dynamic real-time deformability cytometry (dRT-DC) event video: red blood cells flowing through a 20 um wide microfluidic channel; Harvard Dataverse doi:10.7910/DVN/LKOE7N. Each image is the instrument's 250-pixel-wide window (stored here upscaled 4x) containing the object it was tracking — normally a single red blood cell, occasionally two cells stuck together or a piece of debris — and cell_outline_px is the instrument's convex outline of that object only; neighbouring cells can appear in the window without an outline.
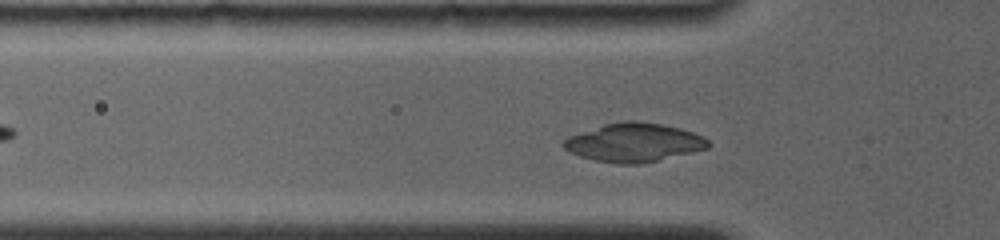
{"species": "common noctule bat (a hibernating species)", "species_latin": "Nyctalus noctula", "temperature_condition": "room temperature", "stored_images_in_passage": 46, "camera_frame_rate_fps": 4000, "um_per_image_px": 0.085, "animal": {"sex": "female", "body_mass_g": 19.0, "forearm_length_mm": 56.7}, "frame": {"image": 1, "passage_image": 8, "time_ms": 2.5, "image_size_px": [1000, 240], "cell_outline_px": [[708, 148], [692, 152], [640, 164], [616, 164], [596, 160], [580, 156], [564, 148], [560, 144], [568, 136], [604, 124], [624, 120], [636, 120], [664, 124], [680, 128], [704, 136], [708, 140]], "centroid_in_image_um": [53.87, 12.1], "position_along_channel_um": 71.9, "area_um2": 32.54}}
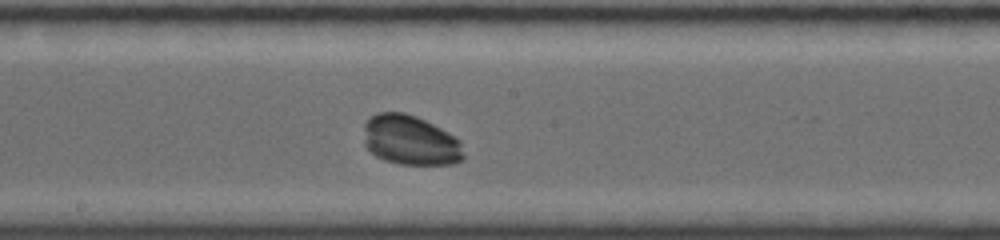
{"frame": {"image": 2, "passage_image": 18, "time_ms": 6.25, "image_size_px": [1000, 240], "cell_outline_px": [[464, 160], [452, 164], [400, 164], [384, 160], [376, 156], [364, 144], [364, 120], [368, 116], [376, 112], [404, 112], [416, 116], [440, 128], [460, 140], [464, 156]], "centroid_in_image_um": [34.85, 11.91], "position_along_channel_um": 213.4, "area_um2": 29.19}}
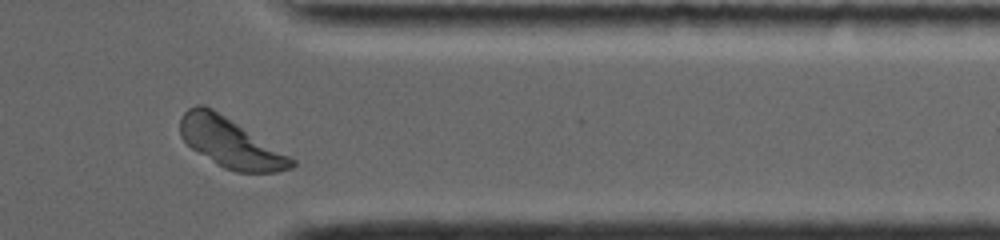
{"frame": {"image": 3, "passage_image": 37, "time_ms": 11.0, "image_size_px": [1000, 240], "cell_outline_px": [[296, 164], [292, 168], [276, 172], [236, 172], [224, 168], [192, 148], [180, 136], [180, 120], [184, 112], [188, 108], [196, 104], [204, 104], [212, 108], [296, 160]], "centroid_in_image_um": [19.56, 12.13], "position_along_channel_um": 391.8, "area_um2": 31.62}, "authors_computed_cell_mechanics": {"area_um2": 29.2179, "velocity_mm_per_s": 3.7697, "shape_relaxation_time_tau1_ms": 2.5268, "shape_relaxation_time_tau2_ms": null, "deformation_change_tau1": 0.1756, "deformation_change_tau2": null}}